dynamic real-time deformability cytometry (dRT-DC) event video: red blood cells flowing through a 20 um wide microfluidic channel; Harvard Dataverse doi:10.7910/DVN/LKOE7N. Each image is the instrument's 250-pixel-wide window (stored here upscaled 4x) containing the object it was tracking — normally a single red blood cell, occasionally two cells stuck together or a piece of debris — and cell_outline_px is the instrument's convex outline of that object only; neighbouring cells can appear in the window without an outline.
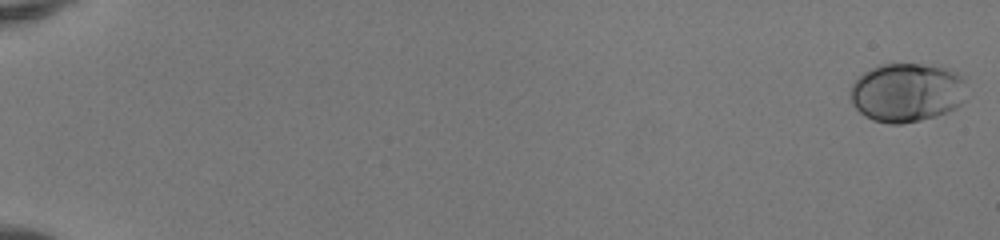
{"species": "human", "species_latin": "Homo sapiens", "temperature_condition": "room temperature", "stored_images_in_passage": 52, "camera_frame_rate_fps": 3000, "um_per_image_px": 0.085, "donor": {"sex": "female"}, "frame": {"image": 1, "passage_image": 1, "time_ms": 0.0, "image_size_px": [1000, 240], "cell_outline_px": [[964, 100], [956, 108], [948, 112], [936, 116], [920, 120], [900, 124], [888, 124], [872, 120], [864, 116], [852, 104], [848, 92], [852, 84], [864, 72], [880, 64], [940, 64], [964, 76]], "centroid_in_image_um": [77.08, 7.85], "position_along_channel_um": 7.9, "area_um2": 40.52}}
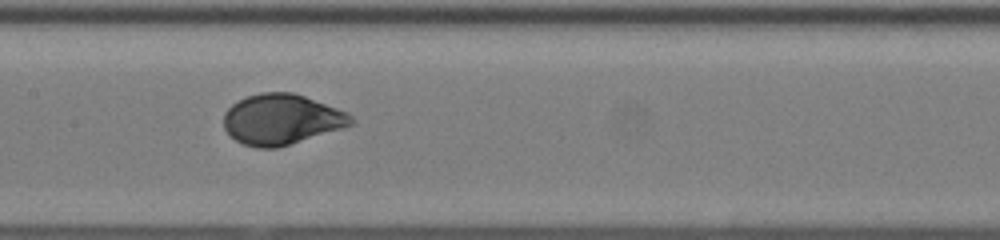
{"frame": {"image": 2, "passage_image": 29, "time_ms": 9.333, "image_size_px": [1000, 240], "cell_outline_px": [[356, 120], [352, 124], [344, 128], [276, 148], [256, 148], [244, 144], [236, 140], [224, 128], [224, 112], [236, 100], [260, 92], [292, 92], [304, 96], [348, 112]], "centroid_in_image_um": [23.93, 10.14], "position_along_channel_um": 183.5, "area_um2": 37.45}}
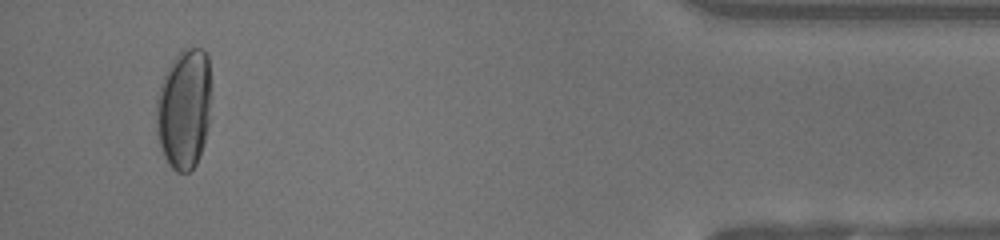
{"frame": {"image": 3, "passage_image": 50, "time_ms": 16.333, "image_size_px": [1000, 240], "cell_outline_px": [[208, 124], [204, 140], [196, 164], [188, 172], [176, 172], [168, 164], [164, 156], [160, 144], [156, 128], [156, 100], [164, 76], [172, 60], [184, 48], [204, 48], [208, 52]], "centroid_in_image_um": [15.61, 9.25], "position_along_channel_um": 419.6, "area_um2": 37.74}, "authors_computed_cell_mechanics": {"area_um2": 37.4833, "velocity_mm_per_s": 4.133, "shape_relaxation_time_tau1_ms": 3.0073, "shape_relaxation_time_tau2_ms": null, "deformation_change_tau1": 0.178, "deformation_change_tau2": null}}